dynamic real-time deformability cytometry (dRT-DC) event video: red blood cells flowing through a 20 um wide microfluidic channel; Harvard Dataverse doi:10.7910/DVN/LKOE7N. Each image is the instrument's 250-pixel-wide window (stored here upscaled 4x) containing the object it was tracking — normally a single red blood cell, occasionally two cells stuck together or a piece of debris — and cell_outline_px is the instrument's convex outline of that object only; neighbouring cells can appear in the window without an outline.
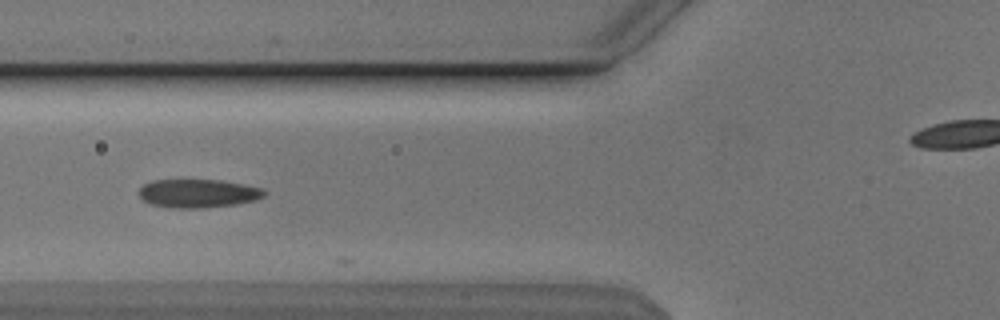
{"species": "Egyptian fruit bat (a non-hibernating species)", "species_latin": "Rousettus aegyptiacus", "temperature_condition": "cold", "stored_images_in_passage": 12, "camera_frame_rate_fps": 3000, "um_per_image_px": 0.085, "animal": {"sex": "male"}, "frame": {"image": 1, "passage_image": 11, "time_ms": 3.333, "image_size_px": [1000, 320], "cell_outline_px": [[264, 196], [256, 200], [236, 204], [204, 208], [172, 208], [148, 204], [140, 196], [140, 188], [144, 184], [152, 180], [220, 180], [244, 184], [260, 188], [264, 192]], "centroid_in_image_um": [16.81, 16.44], "position_along_channel_um": 109.0, "area_um2": 20.75}}